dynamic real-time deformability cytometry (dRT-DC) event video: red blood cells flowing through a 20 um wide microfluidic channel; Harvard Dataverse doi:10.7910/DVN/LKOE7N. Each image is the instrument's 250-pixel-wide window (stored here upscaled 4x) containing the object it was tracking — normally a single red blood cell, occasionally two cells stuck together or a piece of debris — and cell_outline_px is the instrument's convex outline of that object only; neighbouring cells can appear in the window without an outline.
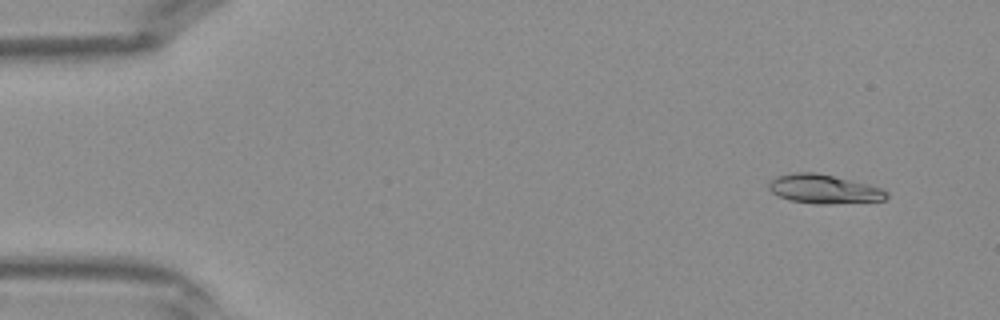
{"species": "Egyptian fruit bat (a non-hibernating species)", "species_latin": "Rousettus aegyptiacus", "temperature_condition": "warm", "stored_images_in_passage": 42, "camera_frame_rate_fps": 3000, "um_per_image_px": 0.085, "frame": {"image": 1, "passage_image": 4, "time_ms": 1.0, "image_size_px": [1000, 320], "cell_outline_px": [[888, 196], [884, 200], [828, 204], [816, 204], [792, 200], [780, 196], [772, 192], [768, 188], [768, 184], [776, 176], [792, 172], [816, 172], [868, 184], [880, 188], [888, 192]], "centroid_in_image_um": [70.02, 16.06], "position_along_channel_um": 15.0, "area_um2": 19.71}}
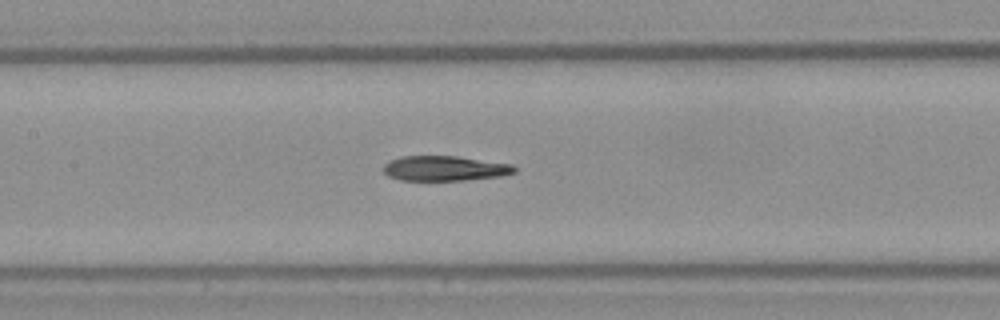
{"frame": {"image": 2, "passage_image": 20, "time_ms": 6.333, "image_size_px": [1000, 320], "cell_outline_px": [[516, 172], [504, 176], [468, 180], [400, 180], [388, 176], [384, 172], [384, 164], [400, 156], [456, 156], [512, 164], [516, 168]], "centroid_in_image_um": [37.84, 14.31], "position_along_channel_um": 169.6, "area_um2": 19.13}}
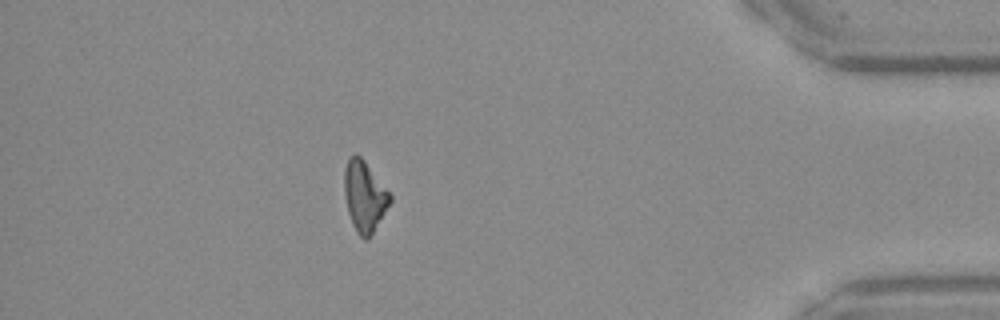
{"frame": {"image": 3, "passage_image": 37, "time_ms": 12.0, "image_size_px": [1000, 320], "cell_outline_px": [[392, 200], [368, 240], [364, 240], [356, 232], [352, 224], [348, 212], [344, 192], [344, 168], [348, 156], [360, 156], [364, 160], [392, 196]], "centroid_in_image_um": [30.96, 16.7], "position_along_channel_um": 404.2, "area_um2": 18.67}}